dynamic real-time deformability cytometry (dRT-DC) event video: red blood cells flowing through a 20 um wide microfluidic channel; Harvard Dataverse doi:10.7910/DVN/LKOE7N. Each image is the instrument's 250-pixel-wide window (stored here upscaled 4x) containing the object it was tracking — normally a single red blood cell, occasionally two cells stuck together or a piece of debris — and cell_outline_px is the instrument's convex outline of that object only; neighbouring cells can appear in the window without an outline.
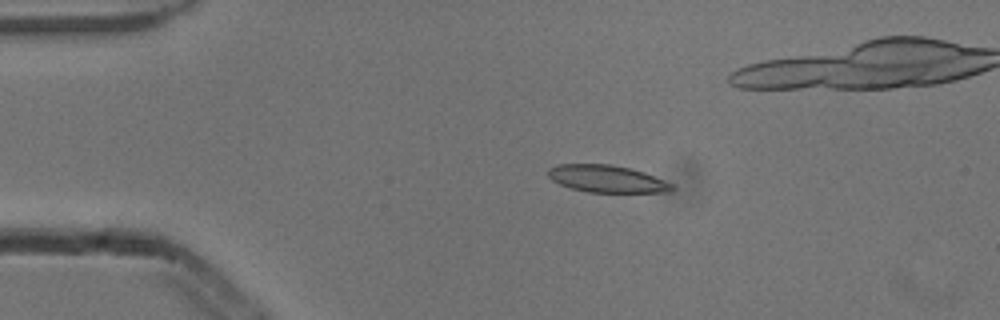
{"species": "common noctule bat (a hibernating species)", "species_latin": "Nyctalus noctula", "temperature_condition": "cold", "stored_images_in_passage": 5, "camera_frame_rate_fps": 3000, "um_per_image_px": 0.085, "animal": {"sex": "male", "body_mass_g": 13.3}, "frame": {"image": 1, "passage_image": 3, "time_ms": 0.667, "image_size_px": [1000, 320], "cell_outline_px": [[676, 188], [668, 192], [588, 192], [572, 188], [560, 184], [552, 180], [548, 176], [548, 168], [560, 164], [608, 164], [632, 168], [644, 172], [672, 184]], "centroid_in_image_um": [51.58, 15.19], "position_along_channel_um": 33.4, "area_um2": 19.54}}